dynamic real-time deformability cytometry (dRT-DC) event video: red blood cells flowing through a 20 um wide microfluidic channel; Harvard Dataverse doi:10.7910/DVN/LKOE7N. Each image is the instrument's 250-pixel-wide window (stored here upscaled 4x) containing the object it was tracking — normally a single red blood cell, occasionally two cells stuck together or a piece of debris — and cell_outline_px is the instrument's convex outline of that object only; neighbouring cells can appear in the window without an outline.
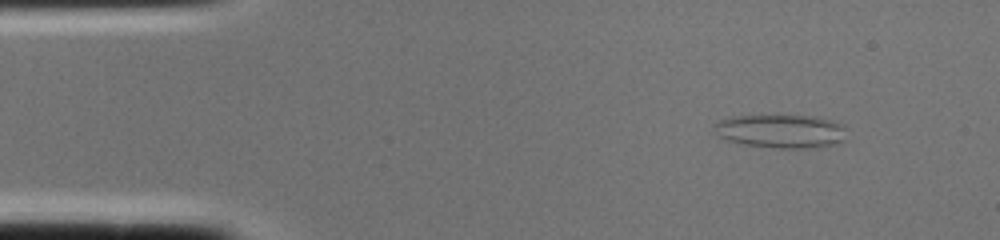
{"species": "common noctule bat (a hibernating species)", "species_latin": "Nyctalus noctula", "temperature_condition": "cold", "stored_images_in_passage": 1, "camera_frame_rate_fps": 3000, "um_per_image_px": 0.085, "animal": {"sex": "female", "body_mass_g": 22.0, "forearm_length_mm": 56.7}, "frame": {"image": 1, "passage_image": 1, "time_ms": 0.0, "image_size_px": [1000, 240], "cell_outline_px": [[844, 140], [832, 144], [808, 148], [776, 148], [744, 144], [728, 140], [720, 136], [712, 124], [720, 120], [732, 116], [816, 116], [844, 124]], "centroid_in_image_um": [66.38, 11.14], "position_along_channel_um": 18.6, "area_um2": 25.55}}